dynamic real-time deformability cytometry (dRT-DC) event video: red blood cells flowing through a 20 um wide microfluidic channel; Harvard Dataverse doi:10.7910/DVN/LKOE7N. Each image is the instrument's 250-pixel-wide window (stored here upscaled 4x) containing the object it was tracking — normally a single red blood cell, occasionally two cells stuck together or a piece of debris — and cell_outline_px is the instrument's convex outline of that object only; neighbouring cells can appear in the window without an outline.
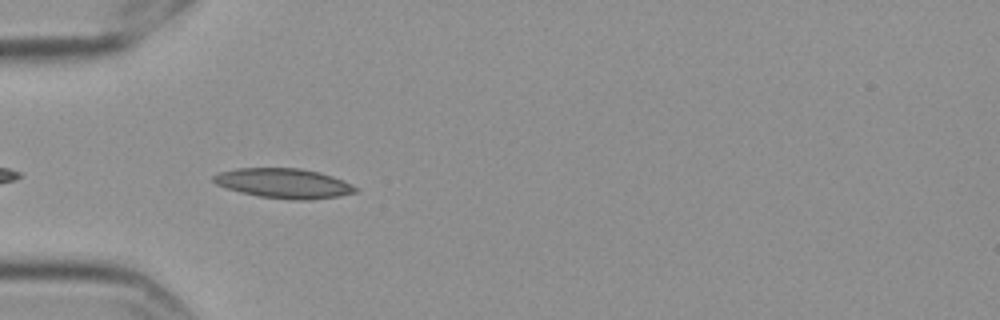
{"species": "Egyptian fruit bat (a non-hibernating species)", "species_latin": "Rousettus aegyptiacus", "temperature_condition": "cold", "stored_images_in_passage": 42, "camera_frame_rate_fps": 3000, "um_per_image_px": 0.085, "frame": {"image": 1, "passage_image": 3, "time_ms": 0.667, "image_size_px": [1000, 320], "cell_outline_px": [[360, 188], [356, 192], [340, 196], [308, 200], [292, 200], [260, 196], [240, 192], [216, 184], [212, 180], [212, 176], [220, 172], [236, 168], [300, 168], [320, 172], [344, 180]], "centroid_in_image_um": [24.16, 15.58], "position_along_channel_um": 60.8, "area_um2": 24.74}}
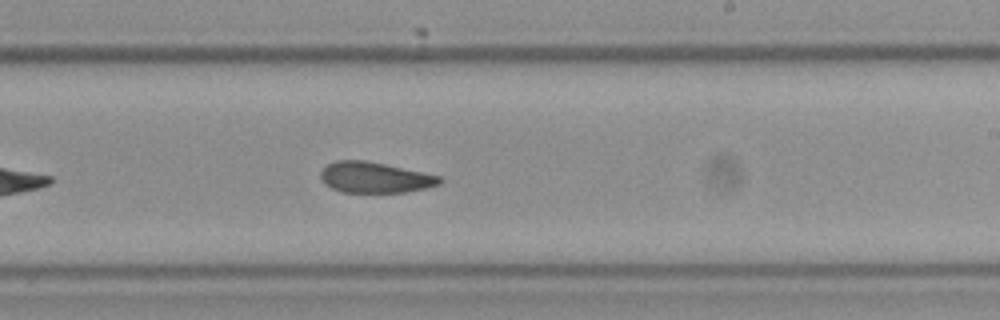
{"frame": {"image": 2, "passage_image": 20, "time_ms": 6.333, "image_size_px": [1000, 320], "cell_outline_px": [[444, 180], [440, 184], [424, 188], [404, 192], [344, 192], [332, 188], [324, 184], [320, 176], [320, 172], [328, 164], [336, 160], [364, 160], [384, 164], [440, 176]], "centroid_in_image_um": [31.84, 15.08], "position_along_channel_um": 257.2, "area_um2": 21.1}}
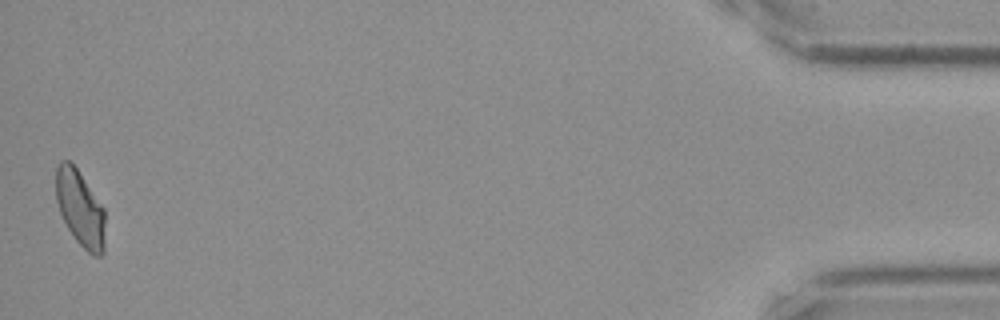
{"frame": {"image": 3, "passage_image": 42, "time_ms": 13.667, "image_size_px": [1000, 320], "cell_outline_px": [[104, 252], [100, 256], [92, 256], [76, 240], [68, 228], [60, 212], [56, 200], [56, 168], [60, 160], [68, 160], [76, 168], [104, 208]], "centroid_in_image_um": [6.81, 17.72], "position_along_channel_um": 428.4, "area_um2": 21.5}, "authors_computed_cell_mechanics": {"area_um2": 22.4553, "velocity_mm_per_s": 3.5254, "shape_relaxation_time_tau1_ms": 6.2543, "shape_relaxation_time_tau2_ms": 4.9346, "deformation_change_tau1": 0.1445, "deformation_change_tau2": 0.1095}}